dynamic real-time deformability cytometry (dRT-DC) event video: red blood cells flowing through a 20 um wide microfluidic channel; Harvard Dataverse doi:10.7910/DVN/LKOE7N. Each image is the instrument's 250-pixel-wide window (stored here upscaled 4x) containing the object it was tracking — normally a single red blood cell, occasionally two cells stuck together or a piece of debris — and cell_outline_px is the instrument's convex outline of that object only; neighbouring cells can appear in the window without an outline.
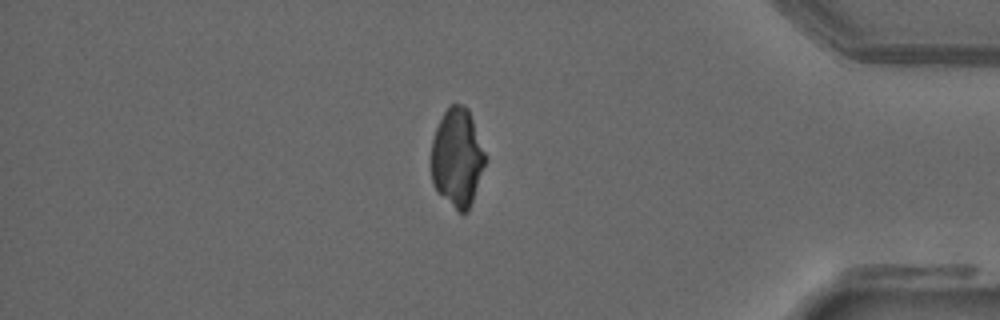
{"species": "common noctule bat (a hibernating species)", "species_latin": "Nyctalus noctula", "temperature_condition": "warm", "stored_images_in_passage": 52, "camera_frame_rate_fps": 3000, "um_per_image_px": 0.085, "animal": {"sex": "male", "forearm_length_mm": 52.5}, "frame": {"image": 1, "passage_image": 44, "time_ms": 14.333, "image_size_px": [1000, 320], "cell_outline_px": [[484, 164], [468, 212], [460, 212], [436, 188], [432, 180], [432, 140], [436, 128], [444, 112], [452, 104], [464, 104], [468, 108], [484, 152]], "centroid_in_image_um": [38.85, 13.35], "position_along_channel_um": 396.4, "area_um2": 29.82}}
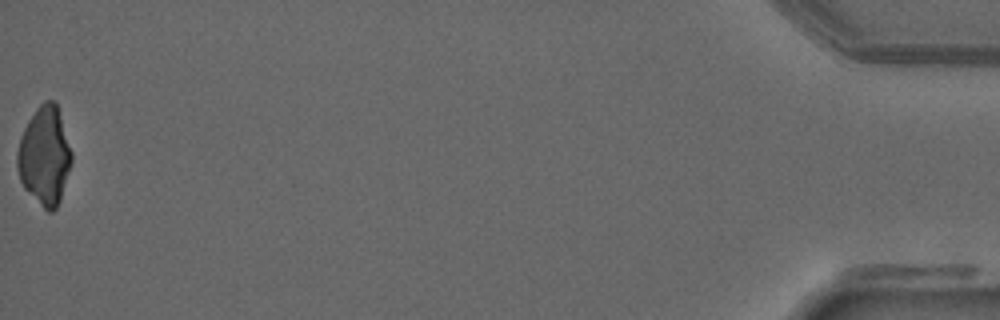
{"frame": {"image": 2, "passage_image": 52, "time_ms": 17.0, "image_size_px": [1000, 320], "cell_outline_px": [[72, 160], [60, 200], [56, 208], [52, 212], [48, 212], [24, 188], [20, 180], [16, 168], [16, 152], [20, 136], [28, 120], [36, 108], [44, 100], [56, 100], [72, 152]], "centroid_in_image_um": [3.77, 13.22], "position_along_channel_um": 431.4, "area_um2": 31.33}}